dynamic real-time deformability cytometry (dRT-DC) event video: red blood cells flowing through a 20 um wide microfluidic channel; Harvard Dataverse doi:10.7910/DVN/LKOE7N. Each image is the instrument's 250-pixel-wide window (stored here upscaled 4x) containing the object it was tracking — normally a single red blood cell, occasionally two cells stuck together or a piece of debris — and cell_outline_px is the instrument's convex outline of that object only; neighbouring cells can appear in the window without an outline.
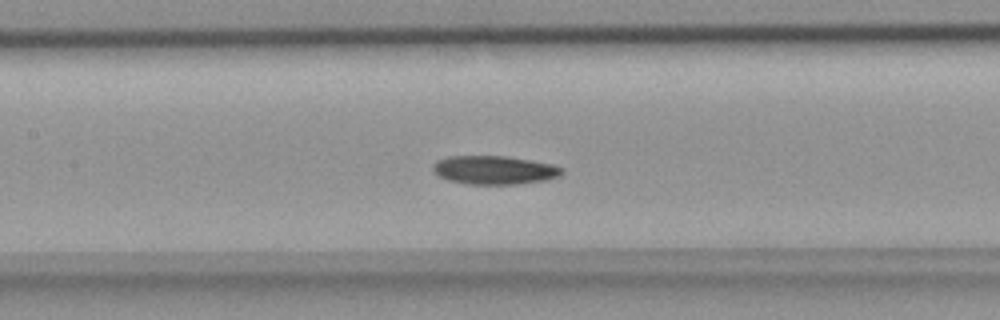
{"species": "common noctule bat (a hibernating species)", "species_latin": "Nyctalus noctula", "temperature_condition": "room temperature", "stored_images_in_passage": 40, "camera_frame_rate_fps": 3000, "um_per_image_px": 0.085, "animal": {"sex": "female", "body_mass_g": 18.4}, "frame": {"image": 1, "passage_image": 23, "time_ms": 7.333, "image_size_px": [1000, 320], "cell_outline_px": [[564, 172], [560, 176], [548, 180], [516, 184], [468, 184], [448, 180], [440, 176], [432, 168], [432, 164], [436, 160], [448, 156], [504, 156], [552, 164], [564, 168]], "centroid_in_image_um": [42.03, 14.45], "position_along_channel_um": 165.4, "area_um2": 21.5}}
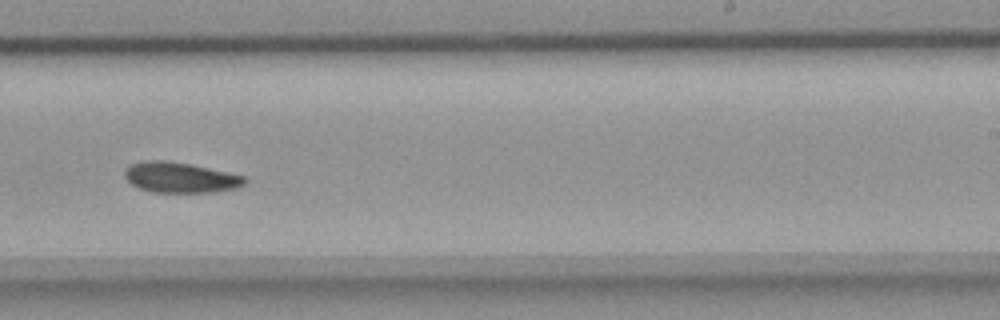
{"frame": {"image": 2, "passage_image": 31, "time_ms": 10.0, "image_size_px": [1000, 320], "cell_outline_px": [[248, 180], [240, 188], [216, 192], [152, 192], [140, 188], [132, 184], [124, 176], [124, 168], [128, 164], [140, 160], [164, 160], [188, 164], [244, 176]], "centroid_in_image_um": [15.29, 15.08], "position_along_channel_um": 273.7, "area_um2": 21.39}}
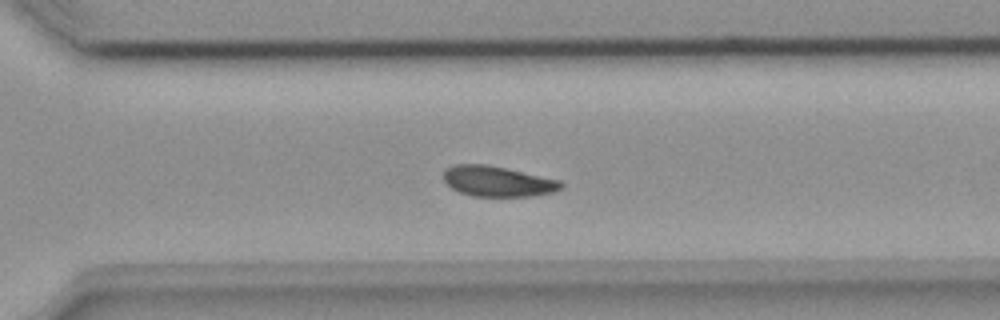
{"frame": {"image": 3, "passage_image": 35, "time_ms": 11.333, "image_size_px": [1000, 320], "cell_outline_px": [[564, 184], [560, 188], [552, 192], [532, 196], [472, 196], [460, 192], [452, 188], [444, 180], [444, 172], [448, 168], [456, 164], [484, 164], [504, 168], [560, 180]], "centroid_in_image_um": [42.29, 15.42], "position_along_channel_um": 328.3, "area_um2": 20.46}}